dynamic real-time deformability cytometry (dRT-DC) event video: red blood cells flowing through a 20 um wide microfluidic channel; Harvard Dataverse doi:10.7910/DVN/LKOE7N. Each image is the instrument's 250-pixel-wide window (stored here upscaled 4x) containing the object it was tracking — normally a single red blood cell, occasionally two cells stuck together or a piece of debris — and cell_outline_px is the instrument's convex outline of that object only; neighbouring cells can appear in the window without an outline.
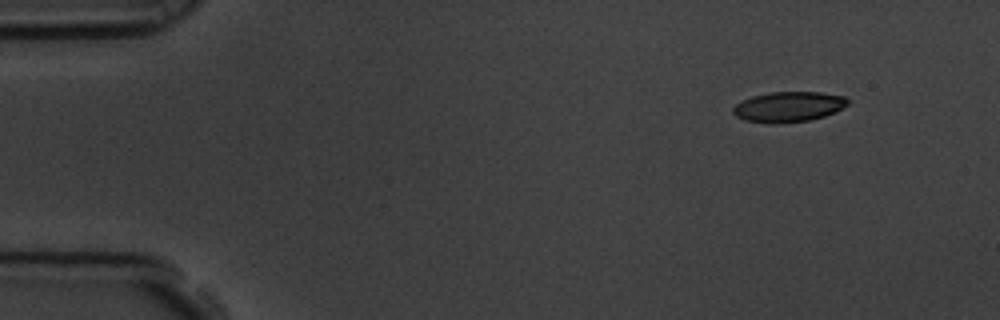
{"species": "common noctule bat (a hibernating species)", "species_latin": "Nyctalus noctula", "temperature_condition": "room temperature", "stored_images_in_passage": 4, "camera_frame_rate_fps": 3000, "um_per_image_px": 0.085, "animal": {"sex": "male", "body_mass_g": 19.5, "forearm_length_mm": 54.6}, "frame": {"image": 1, "passage_image": 1, "time_ms": 0.0, "image_size_px": [1000, 320], "cell_outline_px": [[848, 104], [824, 116], [808, 120], [780, 124], [768, 124], [744, 120], [736, 116], [732, 112], [732, 108], [736, 104], [752, 96], [768, 92], [820, 92], [844, 96], [848, 100]], "centroid_in_image_um": [66.97, 9.08], "position_along_channel_um": 18.0, "area_um2": 20.23}}
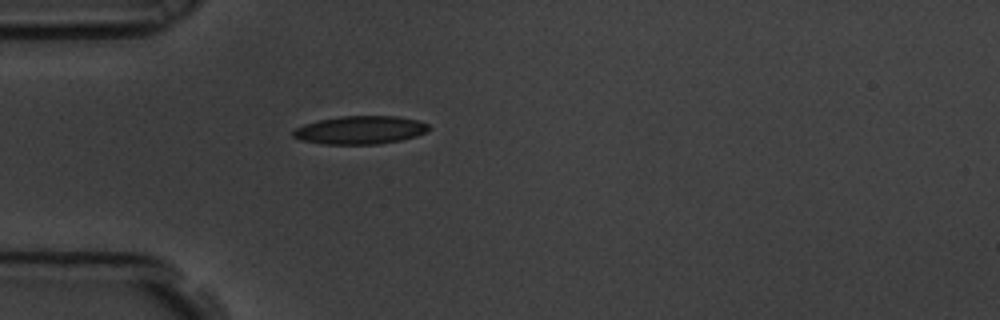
{"frame": {"image": 2, "passage_image": 4, "time_ms": 1.0, "image_size_px": [1000, 320], "cell_outline_px": [[428, 128], [424, 132], [416, 136], [400, 140], [380, 144], [320, 144], [300, 140], [292, 136], [292, 132], [296, 128], [304, 124], [320, 120], [340, 116], [396, 116], [420, 120], [428, 124]], "centroid_in_image_um": [30.59, 11.05], "position_along_channel_um": 54.4, "area_um2": 22.25}}